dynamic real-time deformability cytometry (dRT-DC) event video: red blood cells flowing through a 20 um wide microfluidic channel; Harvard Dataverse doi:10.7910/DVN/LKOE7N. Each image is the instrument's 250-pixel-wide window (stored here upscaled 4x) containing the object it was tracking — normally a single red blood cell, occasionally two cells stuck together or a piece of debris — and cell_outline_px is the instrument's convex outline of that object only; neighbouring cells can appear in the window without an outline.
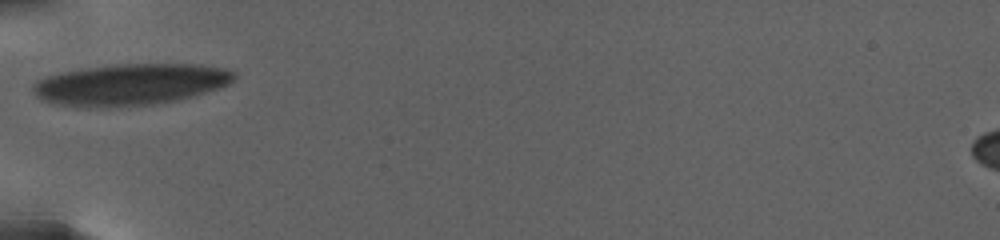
{"species": "human", "species_latin": "Homo sapiens", "temperature_condition": "warm", "stored_images_in_passage": 35, "camera_frame_rate_fps": 3000, "um_per_image_px": 0.085, "donor": {"sex": "female"}, "frame": {"image": 1, "passage_image": 1, "time_ms": 0.0, "image_size_px": [1000, 240], "cell_outline_px": [[236, 76], [228, 84], [204, 92], [172, 100], [152, 104], [100, 108], [76, 108], [48, 104], [40, 100], [32, 92], [32, 84], [36, 80], [44, 76], [64, 72], [112, 64], [200, 64], [224, 68], [236, 72]], "centroid_in_image_um": [10.95, 7.19], "position_along_channel_um": 74.1, "area_um2": 48.9}}
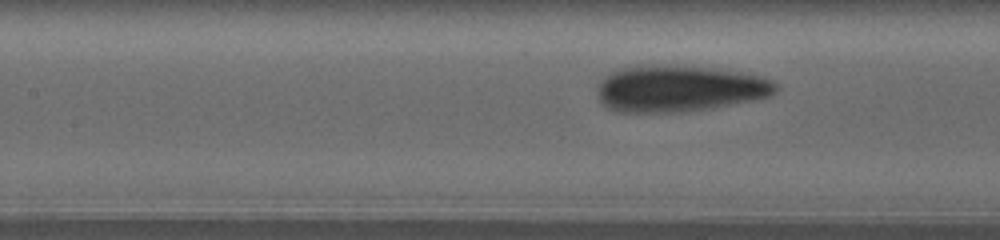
{"frame": {"image": 2, "passage_image": 14, "time_ms": 3.0, "image_size_px": [1000, 240], "cell_outline_px": [[776, 92], [772, 96], [700, 108], [672, 112], [616, 112], [608, 108], [600, 100], [600, 80], [608, 72], [636, 64], [668, 64], [712, 68], [740, 72], [760, 76], [772, 80], [776, 84]], "centroid_in_image_um": [57.67, 7.48], "position_along_channel_um": 149.7, "area_um2": 47.8}}
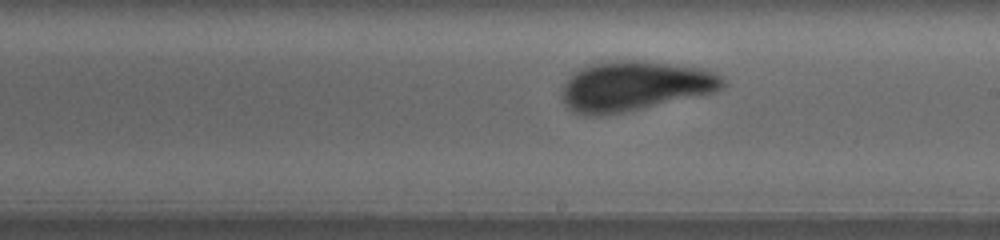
{"frame": {"image": 3, "passage_image": 34, "time_ms": 6.333, "image_size_px": [1000, 240], "cell_outline_px": [[728, 84], [724, 88], [716, 92], [596, 116], [576, 112], [568, 108], [564, 100], [564, 84], [568, 76], [572, 72], [588, 64], [600, 60], [640, 60], [704, 68], [716, 72], [724, 76]], "centroid_in_image_um": [53.99, 7.25], "position_along_channel_um": 235.0, "area_um2": 46.41}}